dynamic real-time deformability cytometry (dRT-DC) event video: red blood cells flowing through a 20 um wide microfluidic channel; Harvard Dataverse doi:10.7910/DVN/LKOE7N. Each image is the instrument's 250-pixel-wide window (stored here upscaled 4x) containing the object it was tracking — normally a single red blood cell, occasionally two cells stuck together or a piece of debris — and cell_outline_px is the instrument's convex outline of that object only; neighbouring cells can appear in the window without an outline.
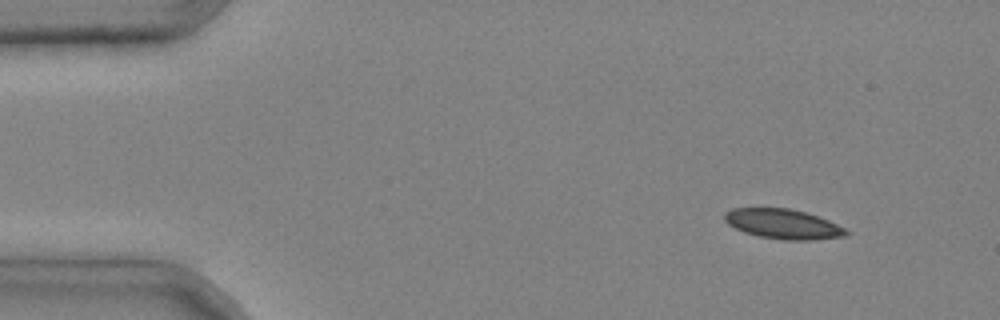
{"species": "common noctule bat (a hibernating species)", "species_latin": "Nyctalus noctula", "temperature_condition": "cold", "stored_images_in_passage": 3, "camera_frame_rate_fps": 3000, "um_per_image_px": 0.085, "animal": {"sex": "male", "body_mass_g": 20.4}, "frame": {"image": 1, "passage_image": 1, "time_ms": 0.0, "image_size_px": [1000, 320], "cell_outline_px": [[852, 232], [848, 236], [812, 240], [784, 240], [760, 236], [744, 232], [728, 224], [724, 220], [724, 212], [732, 208], [792, 208], [828, 220]], "centroid_in_image_um": [66.58, 19.04], "position_along_channel_um": 18.4, "area_um2": 21.15}}